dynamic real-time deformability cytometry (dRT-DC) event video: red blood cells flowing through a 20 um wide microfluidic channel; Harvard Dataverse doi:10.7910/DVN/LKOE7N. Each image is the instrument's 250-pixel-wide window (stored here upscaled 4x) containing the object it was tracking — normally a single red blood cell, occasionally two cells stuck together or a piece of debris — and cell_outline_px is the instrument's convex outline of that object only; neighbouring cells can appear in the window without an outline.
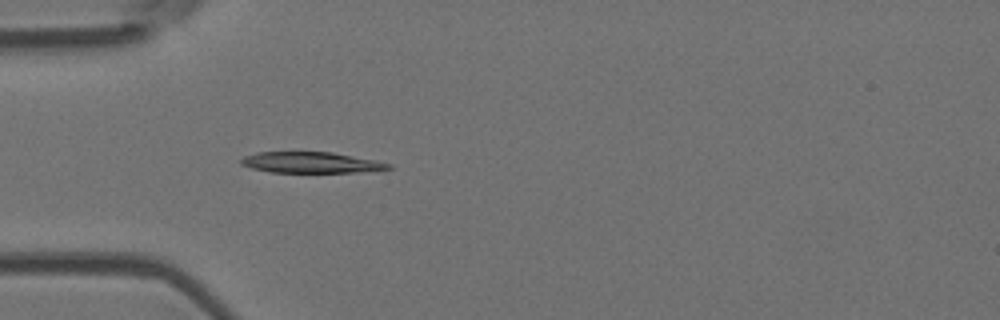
{"species": "Egyptian fruit bat (a non-hibernating species)", "species_latin": "Rousettus aegyptiacus", "temperature_condition": "room temperature", "stored_images_in_passage": 3, "camera_frame_rate_fps": 3000, "um_per_image_px": 0.085, "animal": {"sex": "female"}, "frame": {"image": 1, "passage_image": 3, "time_ms": 2.333, "image_size_px": [1000, 320], "cell_outline_px": [[392, 168], [356, 172], [268, 172], [252, 168], [240, 164], [240, 160], [244, 156], [256, 152], [332, 152], [376, 160], [392, 164]], "centroid_in_image_um": [26.41, 13.81], "position_along_channel_um": 58.6, "area_um2": 17.92}}